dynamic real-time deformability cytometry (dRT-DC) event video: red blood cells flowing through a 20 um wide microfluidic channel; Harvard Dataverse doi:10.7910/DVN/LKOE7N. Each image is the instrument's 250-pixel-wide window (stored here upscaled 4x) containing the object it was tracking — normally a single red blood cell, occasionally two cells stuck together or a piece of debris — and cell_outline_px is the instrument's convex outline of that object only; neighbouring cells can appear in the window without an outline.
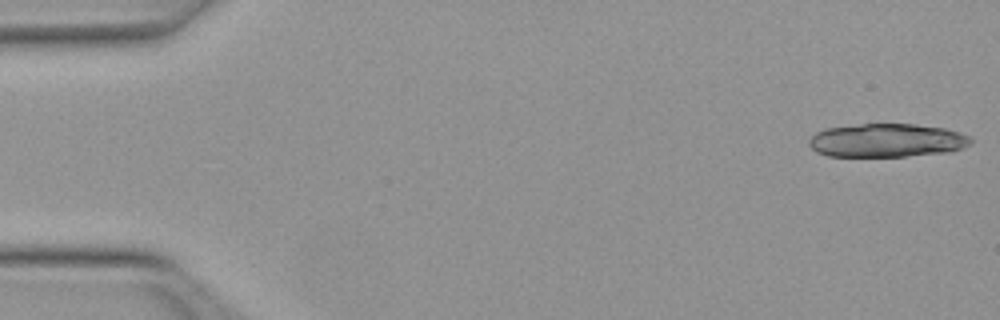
{"species": "Egyptian fruit bat (a non-hibernating species)", "species_latin": "Rousettus aegyptiacus", "temperature_condition": "warm", "stored_images_in_passage": 11, "camera_frame_rate_fps": 3000, "um_per_image_px": 0.085, "animal": {"sex": "female"}, "frame": {"image": 1, "passage_image": 1, "time_ms": 0.0, "image_size_px": [1000, 320], "cell_outline_px": [[972, 144], [964, 148], [952, 152], [904, 156], [828, 156], [816, 152], [808, 144], [808, 140], [816, 132], [824, 128], [860, 124], [916, 124], [944, 128], [960, 132], [972, 136]], "centroid_in_image_um": [75.42, 11.93], "position_along_channel_um": 9.6, "area_um2": 31.96}}